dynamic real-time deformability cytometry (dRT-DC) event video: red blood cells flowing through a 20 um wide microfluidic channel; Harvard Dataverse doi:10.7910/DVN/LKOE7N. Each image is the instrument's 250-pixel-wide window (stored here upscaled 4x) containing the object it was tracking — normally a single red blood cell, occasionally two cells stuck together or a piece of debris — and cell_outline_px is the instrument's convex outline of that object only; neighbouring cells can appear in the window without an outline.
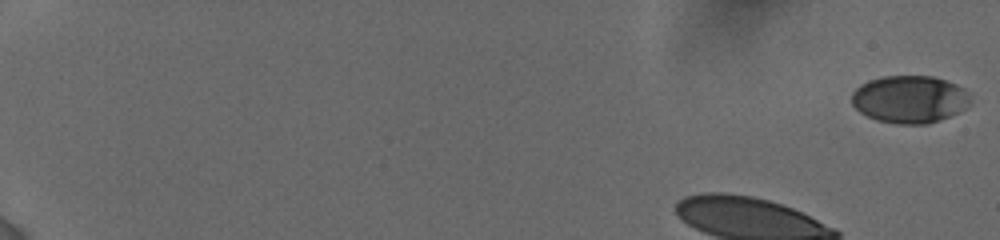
{"species": "human", "species_latin": "Homo sapiens", "temperature_condition": "cold", "stored_images_in_passage": 17, "segment_of_instrument_passage": [1, 2], "camera_frame_rate_fps": 3000, "um_per_image_px": 0.085, "donor": {"sex": "female"}, "frame": {"image": 1, "passage_image": 1, "time_ms": 0.0, "image_size_px": [1000, 240], "cell_outline_px": [[972, 100], [960, 112], [940, 120], [928, 124], [896, 124], [876, 120], [860, 112], [852, 104], [852, 92], [860, 84], [868, 80], [884, 76], [932, 76], [956, 84], [964, 88], [972, 96]], "centroid_in_image_um": [77.33, 8.44], "position_along_channel_um": 7.7, "area_um2": 33.12}}
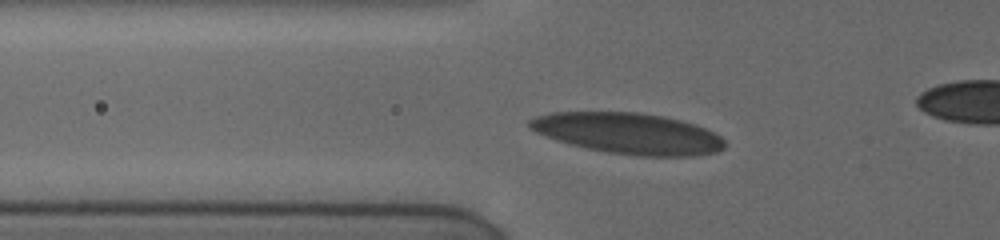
{"frame": {"image": 2, "passage_image": 15, "time_ms": 5.333, "image_size_px": [1000, 240], "cell_outline_px": [[724, 148], [716, 152], [696, 156], [636, 156], [608, 152], [588, 148], [556, 140], [536, 132], [528, 128], [528, 120], [536, 116], [552, 112], [636, 112], [664, 116], [696, 124], [720, 136], [724, 140]], "centroid_in_image_um": [53.4, 11.33], "position_along_channel_um": 72.4, "area_um2": 46.53}}